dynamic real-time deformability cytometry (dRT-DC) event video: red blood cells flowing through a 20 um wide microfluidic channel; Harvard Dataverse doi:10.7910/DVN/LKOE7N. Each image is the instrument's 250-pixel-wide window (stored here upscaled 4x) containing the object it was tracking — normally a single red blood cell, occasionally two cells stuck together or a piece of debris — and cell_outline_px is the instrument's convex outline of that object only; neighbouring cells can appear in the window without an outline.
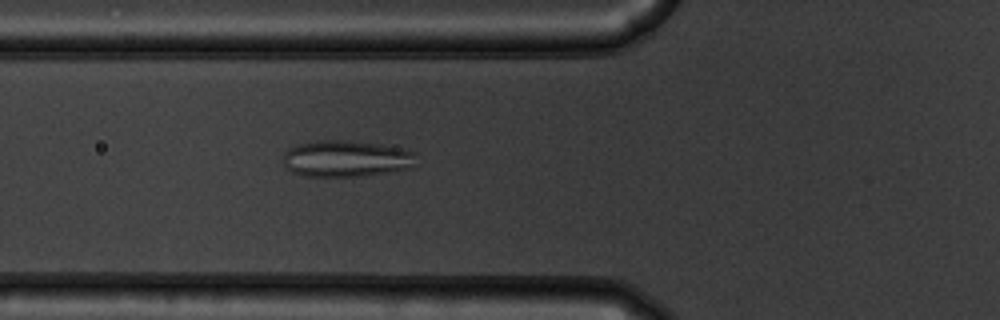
{"species": "common noctule bat (a hibernating species)", "species_latin": "Nyctalus noctula", "temperature_condition": "warm", "stored_images_in_passage": 39, "camera_frame_rate_fps": 3000, "um_per_image_px": 0.085, "animal": {"sex": "male", "body_mass_g": 19.5, "forearm_length_mm": 54.6}, "frame": {"image": 1, "passage_image": 5, "time_ms": 1.333, "image_size_px": [1000, 320], "cell_outline_px": [[416, 168], [392, 172], [360, 176], [304, 176], [292, 172], [284, 164], [284, 152], [288, 148], [300, 144], [316, 140], [348, 140], [376, 144], [400, 148], [416, 152]], "centroid_in_image_um": [29.48, 13.49], "position_along_channel_um": 96.3, "area_um2": 28.55}}
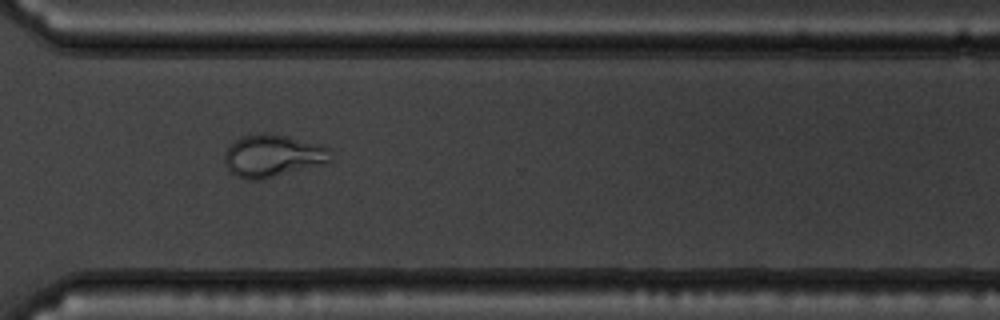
{"frame": {"image": 2, "passage_image": 25, "time_ms": 8.0, "image_size_px": [1000, 320], "cell_outline_px": [[332, 160], [324, 164], [264, 180], [244, 180], [228, 172], [224, 164], [224, 152], [236, 140], [244, 136], [264, 132], [268, 132], [288, 136], [328, 148]], "centroid_in_image_um": [23.13, 13.28], "position_along_channel_um": 347.5, "area_um2": 26.47}}
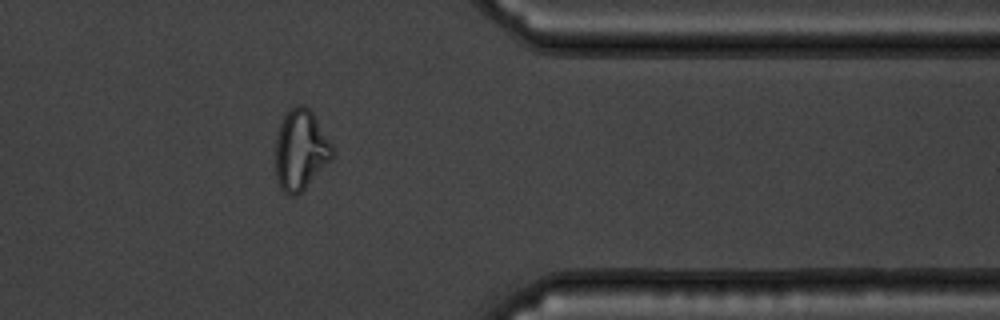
{"frame": {"image": 3, "passage_image": 29, "time_ms": 9.333, "image_size_px": [1000, 320], "cell_outline_px": [[332, 160], [296, 196], [288, 196], [280, 188], [276, 180], [276, 136], [280, 124], [284, 116], [292, 108], [300, 104], [304, 104], [312, 112], [332, 144]], "centroid_in_image_um": [25.54, 12.77], "position_along_channel_um": 385.9, "area_um2": 26.47}}